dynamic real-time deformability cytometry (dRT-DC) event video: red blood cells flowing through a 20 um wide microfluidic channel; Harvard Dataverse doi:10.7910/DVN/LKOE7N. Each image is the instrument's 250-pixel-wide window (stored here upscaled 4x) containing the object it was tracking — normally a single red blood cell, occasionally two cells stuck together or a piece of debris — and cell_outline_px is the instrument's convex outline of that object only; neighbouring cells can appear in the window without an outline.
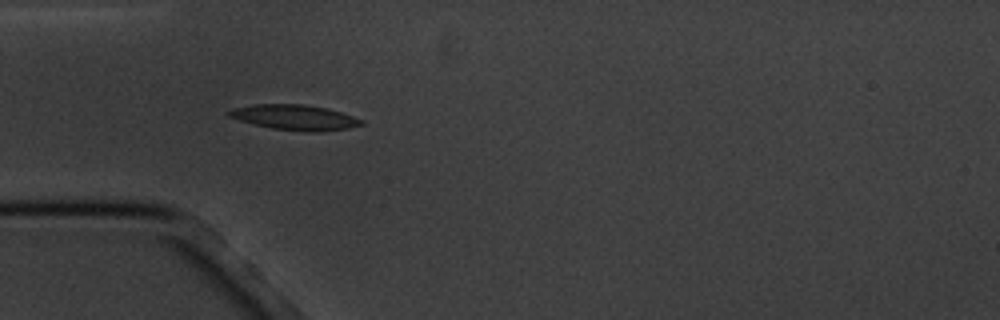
{"species": "common noctule bat (a hibernating species)", "species_latin": "Nyctalus noctula", "temperature_condition": "cold", "stored_images_in_passage": 6, "camera_frame_rate_fps": 3000, "um_per_image_px": 0.085, "animal": {"sex": "male", "body_mass_g": 20.1, "forearm_length_mm": 53.5}, "frame": {"image": 1, "passage_image": 5, "time_ms": 4.667, "image_size_px": [1000, 320], "cell_outline_px": [[364, 124], [348, 128], [320, 132], [308, 132], [272, 128], [240, 120], [228, 116], [228, 112], [232, 108], [252, 104], [304, 104], [328, 108], [364, 120]], "centroid_in_image_um": [25.08, 9.97], "position_along_channel_um": 59.9, "area_um2": 19.42}}
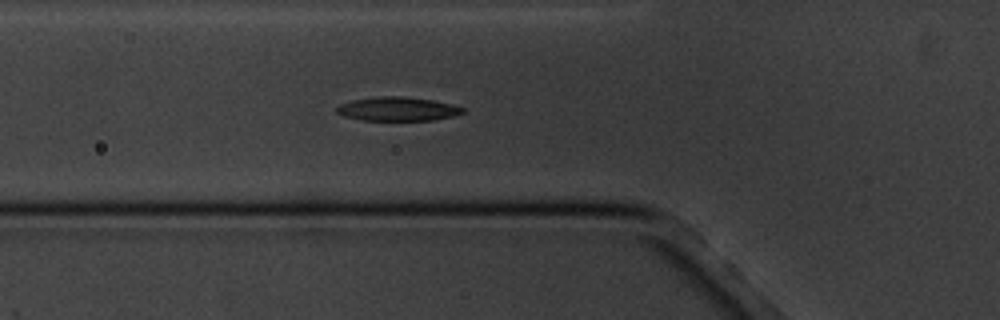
{"frame": {"image": 2, "passage_image": 6, "time_ms": 5.667, "image_size_px": [1000, 320], "cell_outline_px": [[464, 112], [452, 116], [432, 120], [360, 120], [344, 116], [336, 112], [336, 108], [340, 104], [352, 100], [380, 96], [404, 96], [432, 100], [452, 104], [464, 108]], "centroid_in_image_um": [33.78, 9.26], "position_along_channel_um": 92.0, "area_um2": 17.46}}